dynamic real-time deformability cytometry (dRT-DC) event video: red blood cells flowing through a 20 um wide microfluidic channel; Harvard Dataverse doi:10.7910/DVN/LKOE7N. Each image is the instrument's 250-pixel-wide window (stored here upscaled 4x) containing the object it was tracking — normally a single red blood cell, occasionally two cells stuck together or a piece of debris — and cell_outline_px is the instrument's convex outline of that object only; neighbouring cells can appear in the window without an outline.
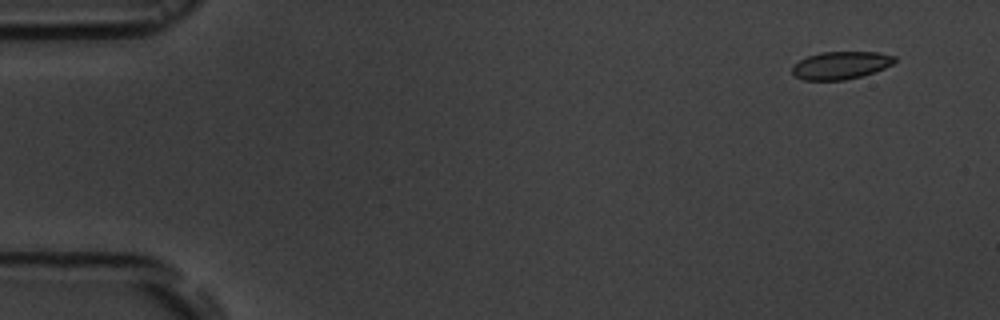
{"species": "common noctule bat (a hibernating species)", "species_latin": "Nyctalus noctula", "temperature_condition": "room temperature", "stored_images_in_passage": 12, "camera_frame_rate_fps": 3000, "um_per_image_px": 0.085, "animal": {"sex": "male", "body_mass_g": 19.5, "forearm_length_mm": 54.6}, "frame": {"image": 1, "passage_image": 2, "time_ms": 0.333, "image_size_px": [1000, 320], "cell_outline_px": [[896, 60], [892, 64], [884, 68], [860, 76], [844, 80], [804, 80], [796, 76], [792, 72], [792, 64], [808, 56], [820, 52], [880, 52], [896, 56]], "centroid_in_image_um": [71.45, 5.54], "position_along_channel_um": 13.5, "area_um2": 16.47}}